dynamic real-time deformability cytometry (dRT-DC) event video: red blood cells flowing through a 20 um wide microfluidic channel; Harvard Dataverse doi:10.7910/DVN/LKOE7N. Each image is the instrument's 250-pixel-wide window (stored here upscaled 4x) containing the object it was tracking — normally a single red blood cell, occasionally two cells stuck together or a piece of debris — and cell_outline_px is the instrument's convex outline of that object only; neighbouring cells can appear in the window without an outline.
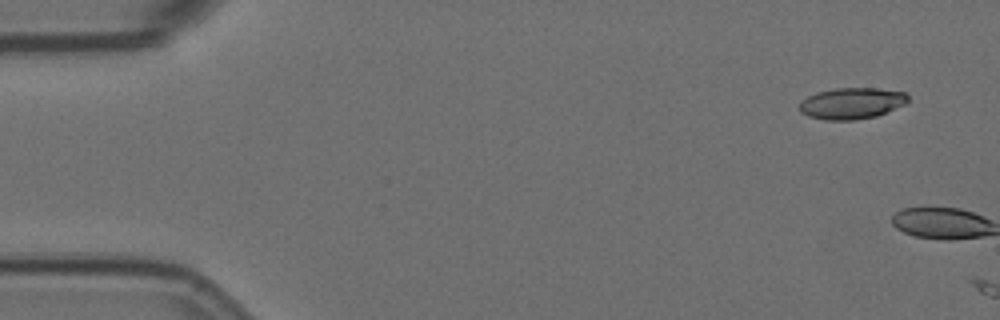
{"species": "Egyptian fruit bat (a non-hibernating species)", "species_latin": "Rousettus aegyptiacus", "temperature_condition": "room temperature", "stored_images_in_passage": 2, "camera_frame_rate_fps": 3000, "um_per_image_px": 0.085, "animal": {"sex": "female"}, "frame": {"image": 1, "passage_image": 1, "time_ms": 0.0, "image_size_px": [1000, 320], "cell_outline_px": [[908, 100], [904, 104], [876, 116], [856, 120], [824, 120], [808, 116], [800, 112], [800, 100], [816, 92], [836, 88], [876, 88], [904, 92], [908, 96]], "centroid_in_image_um": [72.35, 8.78], "position_along_channel_um": 12.6, "area_um2": 19.77}}